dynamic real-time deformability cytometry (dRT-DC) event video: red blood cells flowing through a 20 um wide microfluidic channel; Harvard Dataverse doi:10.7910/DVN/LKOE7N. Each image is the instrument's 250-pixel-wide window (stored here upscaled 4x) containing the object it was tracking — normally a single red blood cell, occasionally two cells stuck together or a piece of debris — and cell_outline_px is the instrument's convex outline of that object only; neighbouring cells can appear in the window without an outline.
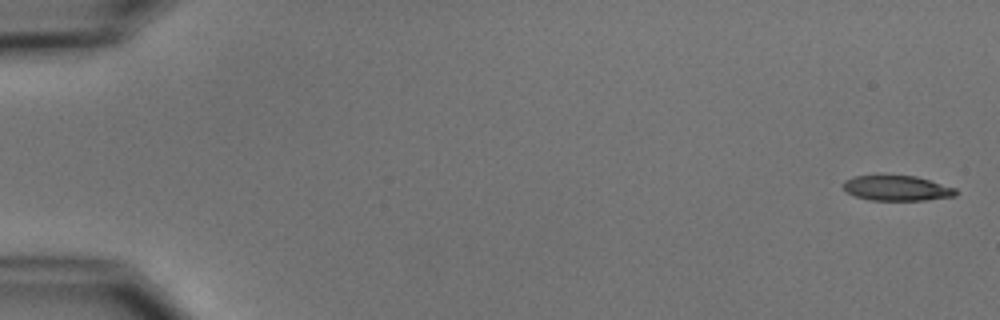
{"species": "common noctule bat (a hibernating species)", "species_latin": "Nyctalus noctula", "temperature_condition": "cold", "stored_images_in_passage": 7, "camera_frame_rate_fps": 3000, "um_per_image_px": 0.085, "animal": {"sex": "male", "body_mass_g": 15.6}, "frame": {"image": 1, "passage_image": 1, "time_ms": 0.0, "image_size_px": [1000, 320], "cell_outline_px": [[960, 192], [956, 196], [924, 200], [872, 200], [856, 196], [848, 192], [840, 184], [844, 180], [852, 176], [916, 176], [956, 188]], "centroid_in_image_um": [76.26, 15.99], "position_along_channel_um": 8.7, "area_um2": 16.47}}
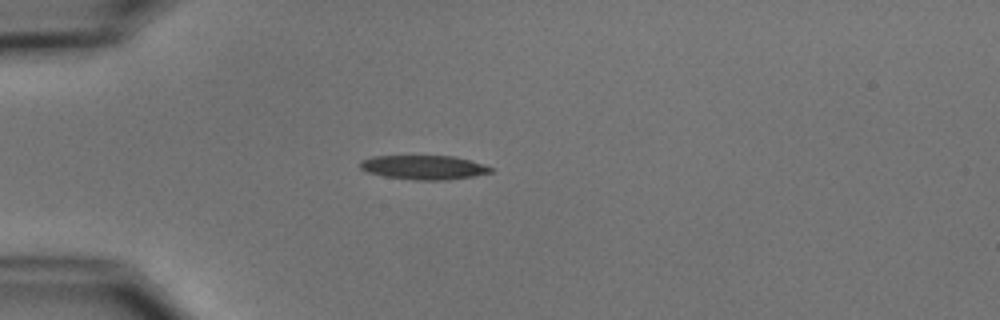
{"frame": {"image": 2, "passage_image": 5, "time_ms": 4.667, "image_size_px": [1000, 320], "cell_outline_px": [[492, 172], [472, 176], [444, 180], [412, 180], [384, 176], [364, 172], [360, 168], [360, 160], [372, 156], [456, 156], [484, 164], [492, 168]], "centroid_in_image_um": [35.97, 14.22], "position_along_channel_um": 49.0, "area_um2": 18.5}}